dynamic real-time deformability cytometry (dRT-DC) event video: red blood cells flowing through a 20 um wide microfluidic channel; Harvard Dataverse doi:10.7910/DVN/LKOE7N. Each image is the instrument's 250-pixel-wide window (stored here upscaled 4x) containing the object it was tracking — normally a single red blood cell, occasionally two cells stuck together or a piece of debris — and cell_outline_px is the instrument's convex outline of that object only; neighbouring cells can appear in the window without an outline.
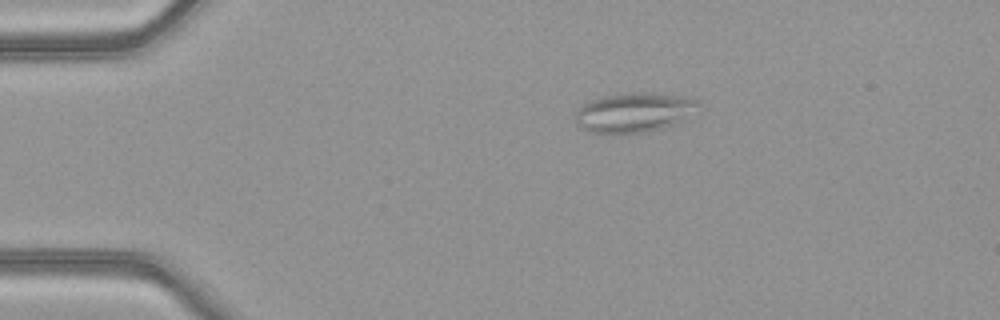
{"species": "common noctule bat (a hibernating species)", "species_latin": "Nyctalus noctula", "temperature_condition": "warm", "stored_images_in_passage": 51, "camera_frame_rate_fps": 3000, "um_per_image_px": 0.085, "animal": {"sex": "female", "body_mass_g": 21.9}, "frame": {"image": 1, "passage_image": 10, "time_ms": 3.0, "image_size_px": [1000, 320], "cell_outline_px": [[700, 104], [684, 120], [676, 124], [644, 132], [612, 136], [588, 132], [580, 128], [576, 124], [576, 112], [584, 104], [592, 100], [604, 96], [624, 92], [648, 92], [680, 96], [696, 100]], "centroid_in_image_um": [53.83, 9.59], "position_along_channel_um": 31.2, "area_um2": 28.78}}
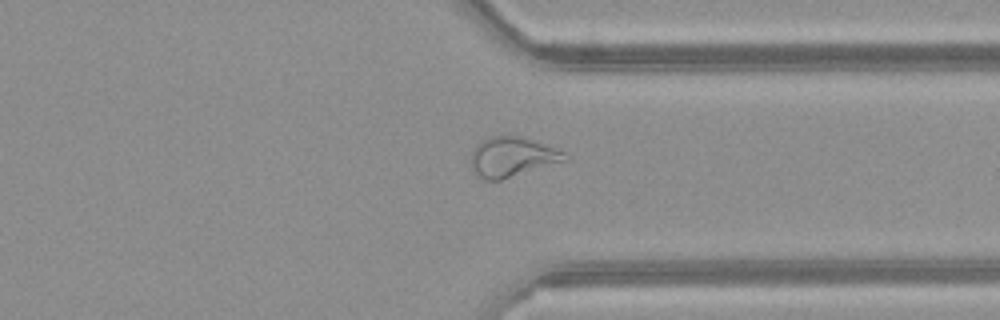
{"frame": {"image": 2, "passage_image": 39, "time_ms": 12.667, "image_size_px": [1000, 320], "cell_outline_px": [[572, 160], [500, 180], [484, 180], [472, 172], [472, 148], [480, 140], [488, 136], [508, 132], [524, 136], [564, 152], [572, 156]], "centroid_in_image_um": [43.57, 13.3], "position_along_channel_um": 367.8, "area_um2": 22.83}}
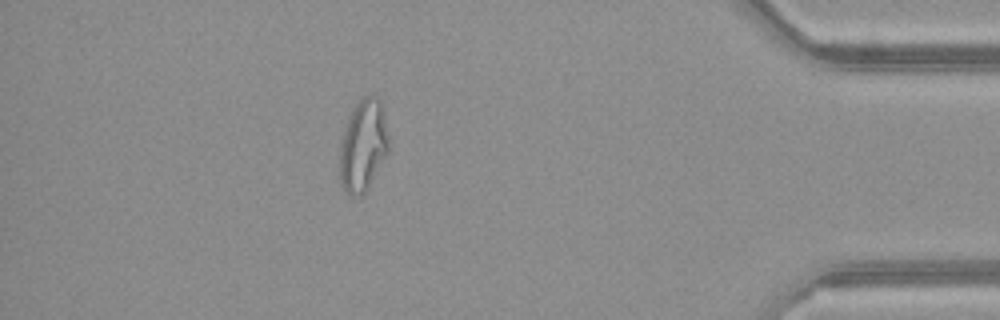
{"frame": {"image": 3, "passage_image": 45, "time_ms": 14.667, "image_size_px": [1000, 320], "cell_outline_px": [[388, 152], [368, 188], [360, 196], [348, 196], [344, 192], [340, 184], [340, 144], [344, 128], [348, 116], [352, 108], [364, 96], [376, 96], [380, 100], [388, 136]], "centroid_in_image_um": [30.83, 12.41], "position_along_channel_um": 404.4, "area_um2": 26.18}, "authors_computed_cell_mechanics": {"area_um2": 25.3742, "velocity_mm_per_s": 4.0634, "shape_relaxation_time_tau1_ms": null, "shape_relaxation_time_tau2_ms": 2.047, "deformation_change_tau1": null, "deformation_change_tau2": 0.0995}}